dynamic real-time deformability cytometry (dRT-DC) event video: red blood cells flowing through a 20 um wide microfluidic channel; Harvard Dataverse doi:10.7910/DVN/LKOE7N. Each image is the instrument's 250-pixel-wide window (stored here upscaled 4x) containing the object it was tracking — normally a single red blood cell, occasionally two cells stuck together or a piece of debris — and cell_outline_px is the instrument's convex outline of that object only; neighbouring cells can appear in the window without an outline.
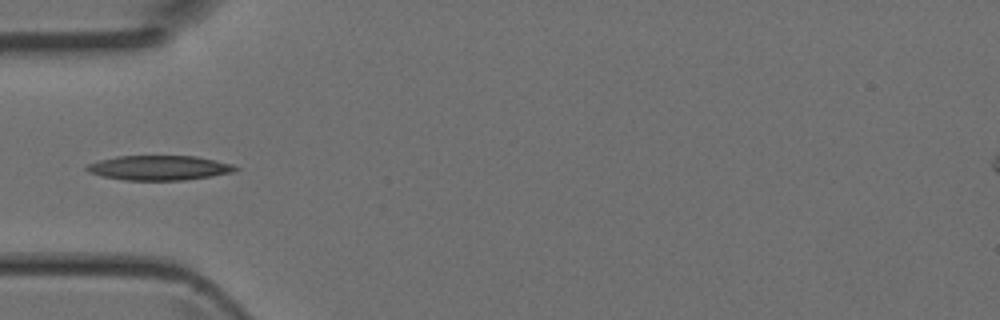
{"species": "Egyptian fruit bat (a non-hibernating species)", "species_latin": "Rousettus aegyptiacus", "temperature_condition": "room temperature", "stored_images_in_passage": 4, "camera_frame_rate_fps": 3000, "um_per_image_px": 0.085, "animal": {"sex": "female"}, "frame": {"image": 1, "passage_image": 3, "time_ms": 0.667, "image_size_px": [1000, 320], "cell_outline_px": [[240, 168], [232, 172], [212, 176], [184, 180], [124, 180], [104, 176], [88, 172], [84, 168], [88, 164], [100, 160], [116, 156], [196, 156], [216, 160], [232, 164]], "centroid_in_image_um": [13.54, 14.26], "position_along_channel_um": 71.5, "area_um2": 21.33}}
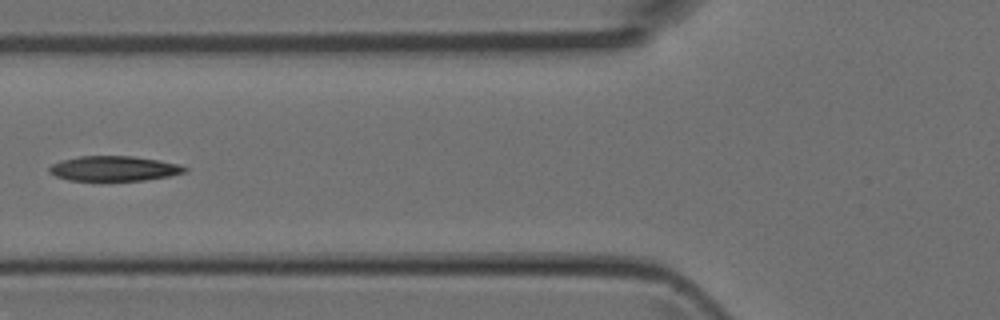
{"frame": {"image": 2, "passage_image": 4, "time_ms": 1.0, "image_size_px": [1000, 320], "cell_outline_px": [[188, 168], [184, 172], [168, 176], [144, 180], [68, 180], [56, 176], [48, 172], [48, 168], [52, 164], [64, 160], [80, 156], [132, 156], [160, 160], [180, 164]], "centroid_in_image_um": [9.69, 14.32], "position_along_channel_um": 116.1, "area_um2": 19.54}}